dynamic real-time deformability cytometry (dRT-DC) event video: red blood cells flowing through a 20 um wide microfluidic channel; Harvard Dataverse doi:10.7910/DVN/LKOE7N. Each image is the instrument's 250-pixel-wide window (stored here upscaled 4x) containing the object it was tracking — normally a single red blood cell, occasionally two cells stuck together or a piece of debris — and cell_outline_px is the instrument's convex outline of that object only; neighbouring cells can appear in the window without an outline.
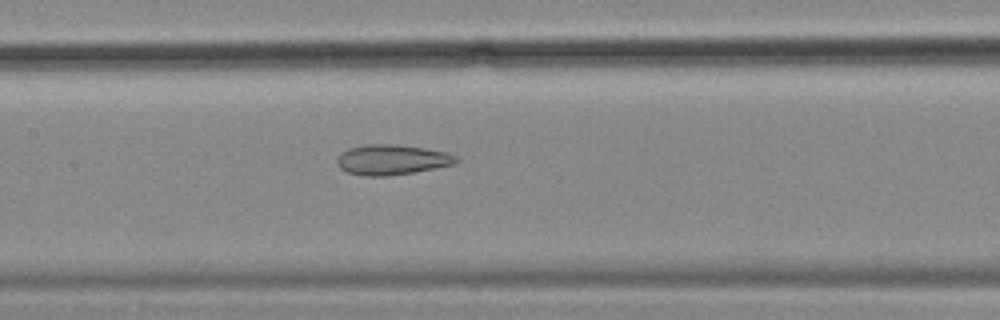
{"species": "common noctule bat (a hibernating species)", "species_latin": "Nyctalus noctula", "temperature_condition": "cold", "stored_images_in_passage": 44, "camera_frame_rate_fps": 3000, "um_per_image_px": 0.085, "animal": {"sex": "female", "body_mass_g": 18.4}, "frame": {"image": 1, "passage_image": 14, "time_ms": 4.333, "image_size_px": [1000, 320], "cell_outline_px": [[460, 160], [456, 164], [412, 172], [388, 176], [364, 176], [348, 172], [340, 168], [336, 160], [340, 152], [348, 148], [368, 144], [396, 144], [424, 148], [448, 152], [456, 156]], "centroid_in_image_um": [33.31, 13.57], "position_along_channel_um": 174.1, "area_um2": 21.04}}
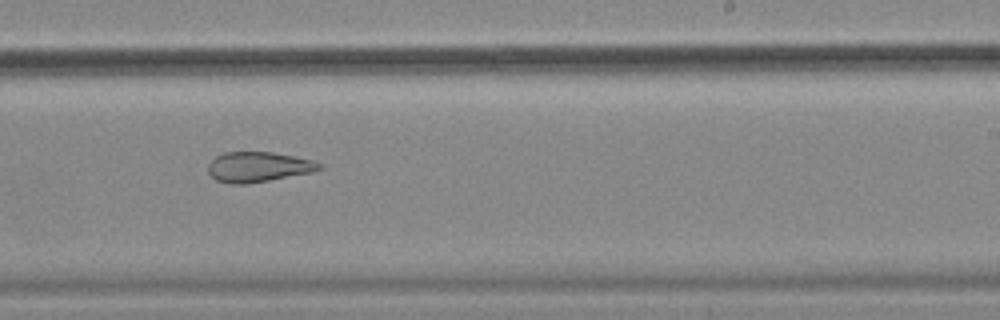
{"frame": {"image": 2, "passage_image": 22, "time_ms": 7.0, "image_size_px": [1000, 320], "cell_outline_px": [[324, 168], [312, 172], [248, 184], [228, 184], [216, 180], [208, 172], [208, 164], [216, 156], [224, 152], [272, 152], [312, 160], [324, 164]], "centroid_in_image_um": [21.95, 14.19], "position_along_channel_um": 267.0, "area_um2": 19.59}}
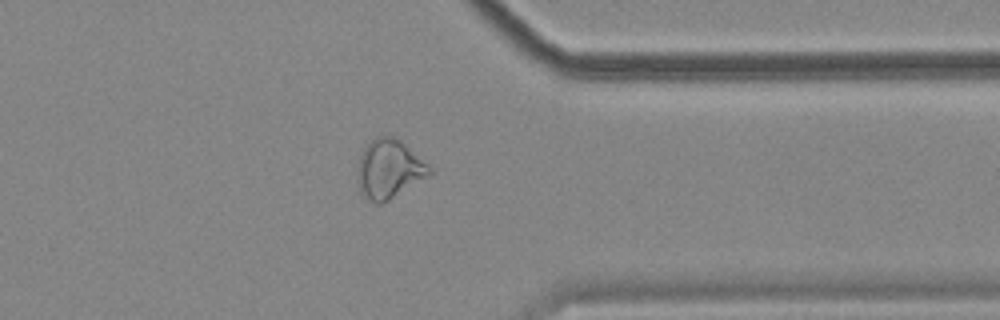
{"frame": {"image": 3, "passage_image": 32, "time_ms": 10.333, "image_size_px": [1000, 320], "cell_outline_px": [[432, 172], [388, 200], [380, 204], [376, 204], [360, 196], [356, 180], [356, 172], [360, 156], [364, 148], [376, 136], [396, 136], [428, 164], [432, 168]], "centroid_in_image_um": [33.0, 14.37], "position_along_channel_um": 378.4, "area_um2": 24.68}, "authors_computed_cell_mechanics": {"area_um2": 22.8599, "velocity_mm_per_s": 3.5067, "shape_relaxation_time_tau1_ms": null, "shape_relaxation_time_tau2_ms": 4.1522, "deformation_change_tau1": null, "deformation_change_tau2": 0.115}}